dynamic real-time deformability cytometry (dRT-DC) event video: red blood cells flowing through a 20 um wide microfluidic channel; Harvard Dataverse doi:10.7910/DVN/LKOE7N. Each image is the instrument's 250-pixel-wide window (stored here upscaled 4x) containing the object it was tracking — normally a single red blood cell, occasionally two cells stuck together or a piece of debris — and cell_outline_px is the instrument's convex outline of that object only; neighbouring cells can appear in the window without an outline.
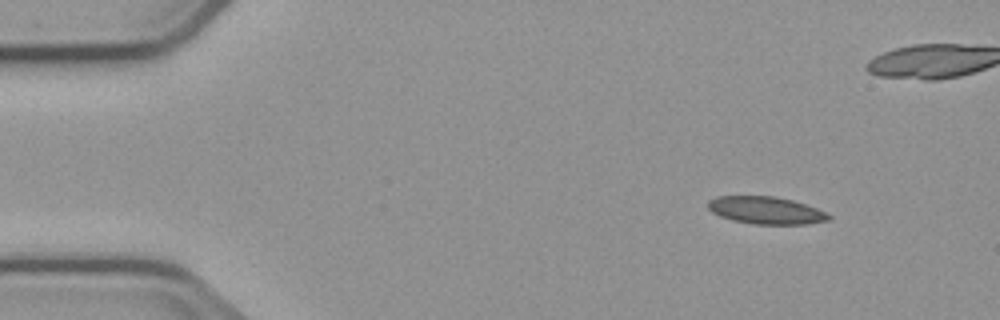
{"species": "common noctule bat (a hibernating species)", "species_latin": "Nyctalus noctula", "temperature_condition": "cold", "stored_images_in_passage": 3, "camera_frame_rate_fps": 3000, "um_per_image_px": 0.085, "animal": {"sex": "male", "body_mass_g": 23.1, "forearm_length_mm": 52.7}, "frame": {"image": 1, "passage_image": 1, "time_ms": 0.0, "image_size_px": [1000, 320], "cell_outline_px": [[832, 216], [828, 220], [808, 224], [752, 224], [732, 220], [720, 216], [712, 212], [708, 208], [708, 200], [716, 196], [772, 196], [792, 200], [816, 208]], "centroid_in_image_um": [65.07, 17.88], "position_along_channel_um": 19.9, "area_um2": 19.19}}